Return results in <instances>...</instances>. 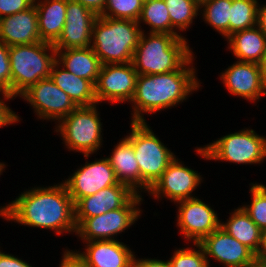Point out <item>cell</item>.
I'll use <instances>...</instances> for the list:
<instances>
[{"label":"cell","instance_id":"obj_1","mask_svg":"<svg viewBox=\"0 0 266 267\" xmlns=\"http://www.w3.org/2000/svg\"><path fill=\"white\" fill-rule=\"evenodd\" d=\"M0 215L20 224L53 229L57 234L76 232L74 202L63 183L33 188L0 208Z\"/></svg>","mask_w":266,"mask_h":267},{"label":"cell","instance_id":"obj_2","mask_svg":"<svg viewBox=\"0 0 266 267\" xmlns=\"http://www.w3.org/2000/svg\"><path fill=\"white\" fill-rule=\"evenodd\" d=\"M193 59L192 56L179 70L169 73L138 74L135 94L130 101L135 106L132 107V122H145L142 112L154 113L171 108L199 88L194 68L188 67Z\"/></svg>","mask_w":266,"mask_h":267},{"label":"cell","instance_id":"obj_3","mask_svg":"<svg viewBox=\"0 0 266 267\" xmlns=\"http://www.w3.org/2000/svg\"><path fill=\"white\" fill-rule=\"evenodd\" d=\"M148 34L149 37L142 31L132 58L133 67L140 75L179 70L193 56L184 37L168 33Z\"/></svg>","mask_w":266,"mask_h":267},{"label":"cell","instance_id":"obj_4","mask_svg":"<svg viewBox=\"0 0 266 267\" xmlns=\"http://www.w3.org/2000/svg\"><path fill=\"white\" fill-rule=\"evenodd\" d=\"M137 21L98 16L92 27L91 48L101 64L132 62L142 29Z\"/></svg>","mask_w":266,"mask_h":267},{"label":"cell","instance_id":"obj_5","mask_svg":"<svg viewBox=\"0 0 266 267\" xmlns=\"http://www.w3.org/2000/svg\"><path fill=\"white\" fill-rule=\"evenodd\" d=\"M56 58L53 44L43 41L9 47L11 95L19 96L31 85L49 78Z\"/></svg>","mask_w":266,"mask_h":267},{"label":"cell","instance_id":"obj_6","mask_svg":"<svg viewBox=\"0 0 266 267\" xmlns=\"http://www.w3.org/2000/svg\"><path fill=\"white\" fill-rule=\"evenodd\" d=\"M132 143L140 168V189L146 191L156 183L176 156L155 136L146 122H131Z\"/></svg>","mask_w":266,"mask_h":267},{"label":"cell","instance_id":"obj_7","mask_svg":"<svg viewBox=\"0 0 266 267\" xmlns=\"http://www.w3.org/2000/svg\"><path fill=\"white\" fill-rule=\"evenodd\" d=\"M203 158L240 164L261 163L266 158V138L254 130L228 134L213 143L196 150Z\"/></svg>","mask_w":266,"mask_h":267},{"label":"cell","instance_id":"obj_8","mask_svg":"<svg viewBox=\"0 0 266 267\" xmlns=\"http://www.w3.org/2000/svg\"><path fill=\"white\" fill-rule=\"evenodd\" d=\"M97 112L96 104L79 106L60 120L56 131L70 150L83 152L88 157L101 147L102 126Z\"/></svg>","mask_w":266,"mask_h":267},{"label":"cell","instance_id":"obj_9","mask_svg":"<svg viewBox=\"0 0 266 267\" xmlns=\"http://www.w3.org/2000/svg\"><path fill=\"white\" fill-rule=\"evenodd\" d=\"M140 201L142 198L136 193L121 208L91 218H75L76 234L84 241L115 240L112 236L126 230L140 216L141 211L136 207Z\"/></svg>","mask_w":266,"mask_h":267},{"label":"cell","instance_id":"obj_10","mask_svg":"<svg viewBox=\"0 0 266 267\" xmlns=\"http://www.w3.org/2000/svg\"><path fill=\"white\" fill-rule=\"evenodd\" d=\"M138 73L132 62L103 64L95 83L97 104L102 101H131L136 89Z\"/></svg>","mask_w":266,"mask_h":267},{"label":"cell","instance_id":"obj_11","mask_svg":"<svg viewBox=\"0 0 266 267\" xmlns=\"http://www.w3.org/2000/svg\"><path fill=\"white\" fill-rule=\"evenodd\" d=\"M21 96L30 102L37 116L42 119H55L59 122L78 107L50 77L31 85Z\"/></svg>","mask_w":266,"mask_h":267},{"label":"cell","instance_id":"obj_12","mask_svg":"<svg viewBox=\"0 0 266 267\" xmlns=\"http://www.w3.org/2000/svg\"><path fill=\"white\" fill-rule=\"evenodd\" d=\"M114 169L107 158L87 163L73 176L65 180V186L74 204L81 198L96 194L98 191L116 185Z\"/></svg>","mask_w":266,"mask_h":267},{"label":"cell","instance_id":"obj_13","mask_svg":"<svg viewBox=\"0 0 266 267\" xmlns=\"http://www.w3.org/2000/svg\"><path fill=\"white\" fill-rule=\"evenodd\" d=\"M179 203L177 225L186 239L199 244L205 237L220 227L215 211L198 198L183 200Z\"/></svg>","mask_w":266,"mask_h":267},{"label":"cell","instance_id":"obj_14","mask_svg":"<svg viewBox=\"0 0 266 267\" xmlns=\"http://www.w3.org/2000/svg\"><path fill=\"white\" fill-rule=\"evenodd\" d=\"M98 16L79 2L67 0L66 21L59 39L53 44L56 50L91 47L92 27Z\"/></svg>","mask_w":266,"mask_h":267},{"label":"cell","instance_id":"obj_15","mask_svg":"<svg viewBox=\"0 0 266 267\" xmlns=\"http://www.w3.org/2000/svg\"><path fill=\"white\" fill-rule=\"evenodd\" d=\"M199 175L196 171L183 166L180 161L178 162V158H175L148 192L155 198L159 199L164 195L174 202L191 199L194 198V196L191 197V193L201 183L202 179Z\"/></svg>","mask_w":266,"mask_h":267},{"label":"cell","instance_id":"obj_16","mask_svg":"<svg viewBox=\"0 0 266 267\" xmlns=\"http://www.w3.org/2000/svg\"><path fill=\"white\" fill-rule=\"evenodd\" d=\"M199 245L206 258L214 257L226 267H246L256 259V255L240 241L233 238L221 227L205 237Z\"/></svg>","mask_w":266,"mask_h":267},{"label":"cell","instance_id":"obj_17","mask_svg":"<svg viewBox=\"0 0 266 267\" xmlns=\"http://www.w3.org/2000/svg\"><path fill=\"white\" fill-rule=\"evenodd\" d=\"M225 87L233 95L255 101L266 95L262 65L252 62L237 61L220 76Z\"/></svg>","mask_w":266,"mask_h":267},{"label":"cell","instance_id":"obj_18","mask_svg":"<svg viewBox=\"0 0 266 267\" xmlns=\"http://www.w3.org/2000/svg\"><path fill=\"white\" fill-rule=\"evenodd\" d=\"M136 193L126 184L117 183L75 204V218H91L123 207Z\"/></svg>","mask_w":266,"mask_h":267},{"label":"cell","instance_id":"obj_19","mask_svg":"<svg viewBox=\"0 0 266 267\" xmlns=\"http://www.w3.org/2000/svg\"><path fill=\"white\" fill-rule=\"evenodd\" d=\"M86 252H75L85 267H132L134 254L118 240L86 241Z\"/></svg>","mask_w":266,"mask_h":267},{"label":"cell","instance_id":"obj_20","mask_svg":"<svg viewBox=\"0 0 266 267\" xmlns=\"http://www.w3.org/2000/svg\"><path fill=\"white\" fill-rule=\"evenodd\" d=\"M0 41L9 47L41 41L35 4L24 11L0 18Z\"/></svg>","mask_w":266,"mask_h":267},{"label":"cell","instance_id":"obj_21","mask_svg":"<svg viewBox=\"0 0 266 267\" xmlns=\"http://www.w3.org/2000/svg\"><path fill=\"white\" fill-rule=\"evenodd\" d=\"M226 39L241 62H252L262 65L266 57V35L257 27L232 33Z\"/></svg>","mask_w":266,"mask_h":267},{"label":"cell","instance_id":"obj_22","mask_svg":"<svg viewBox=\"0 0 266 267\" xmlns=\"http://www.w3.org/2000/svg\"><path fill=\"white\" fill-rule=\"evenodd\" d=\"M34 0L38 16V31L43 42L54 44L61 36L65 21L67 0Z\"/></svg>","mask_w":266,"mask_h":267},{"label":"cell","instance_id":"obj_23","mask_svg":"<svg viewBox=\"0 0 266 267\" xmlns=\"http://www.w3.org/2000/svg\"><path fill=\"white\" fill-rule=\"evenodd\" d=\"M56 57L60 66L62 64L68 72L85 78L95 85L102 64L91 47L56 50Z\"/></svg>","mask_w":266,"mask_h":267},{"label":"cell","instance_id":"obj_24","mask_svg":"<svg viewBox=\"0 0 266 267\" xmlns=\"http://www.w3.org/2000/svg\"><path fill=\"white\" fill-rule=\"evenodd\" d=\"M50 78L60 89L68 94L78 107L92 106L97 103L95 85L85 78H80L68 72L63 66L59 70V62L57 60L52 66Z\"/></svg>","mask_w":266,"mask_h":267},{"label":"cell","instance_id":"obj_25","mask_svg":"<svg viewBox=\"0 0 266 267\" xmlns=\"http://www.w3.org/2000/svg\"><path fill=\"white\" fill-rule=\"evenodd\" d=\"M107 159L114 169L118 182L126 184L135 193H138L137 188H140V168L135 158L131 141L127 137L123 138Z\"/></svg>","mask_w":266,"mask_h":267},{"label":"cell","instance_id":"obj_26","mask_svg":"<svg viewBox=\"0 0 266 267\" xmlns=\"http://www.w3.org/2000/svg\"><path fill=\"white\" fill-rule=\"evenodd\" d=\"M227 221L220 223V227L257 255L261 244V229L243 208L235 209Z\"/></svg>","mask_w":266,"mask_h":267},{"label":"cell","instance_id":"obj_27","mask_svg":"<svg viewBox=\"0 0 266 267\" xmlns=\"http://www.w3.org/2000/svg\"><path fill=\"white\" fill-rule=\"evenodd\" d=\"M141 21L151 27L150 33H168L182 37L173 30L170 15L164 0H147L143 2L138 23Z\"/></svg>","mask_w":266,"mask_h":267},{"label":"cell","instance_id":"obj_28","mask_svg":"<svg viewBox=\"0 0 266 267\" xmlns=\"http://www.w3.org/2000/svg\"><path fill=\"white\" fill-rule=\"evenodd\" d=\"M232 0H207L200 5L204 8L203 17L226 38L230 35V13Z\"/></svg>","mask_w":266,"mask_h":267},{"label":"cell","instance_id":"obj_29","mask_svg":"<svg viewBox=\"0 0 266 267\" xmlns=\"http://www.w3.org/2000/svg\"><path fill=\"white\" fill-rule=\"evenodd\" d=\"M258 5L257 0H232L230 35L256 26Z\"/></svg>","mask_w":266,"mask_h":267},{"label":"cell","instance_id":"obj_30","mask_svg":"<svg viewBox=\"0 0 266 267\" xmlns=\"http://www.w3.org/2000/svg\"><path fill=\"white\" fill-rule=\"evenodd\" d=\"M173 28L184 31L198 15L200 6L193 0H164Z\"/></svg>","mask_w":266,"mask_h":267},{"label":"cell","instance_id":"obj_31","mask_svg":"<svg viewBox=\"0 0 266 267\" xmlns=\"http://www.w3.org/2000/svg\"><path fill=\"white\" fill-rule=\"evenodd\" d=\"M142 7V0H107L99 16L138 21Z\"/></svg>","mask_w":266,"mask_h":267},{"label":"cell","instance_id":"obj_32","mask_svg":"<svg viewBox=\"0 0 266 267\" xmlns=\"http://www.w3.org/2000/svg\"><path fill=\"white\" fill-rule=\"evenodd\" d=\"M251 205L242 206L251 220L261 229H266V192L257 184L250 188Z\"/></svg>","mask_w":266,"mask_h":267},{"label":"cell","instance_id":"obj_33","mask_svg":"<svg viewBox=\"0 0 266 267\" xmlns=\"http://www.w3.org/2000/svg\"><path fill=\"white\" fill-rule=\"evenodd\" d=\"M199 249H179L174 252L169 264L171 267H209V259L206 258L203 248L199 244H194Z\"/></svg>","mask_w":266,"mask_h":267},{"label":"cell","instance_id":"obj_34","mask_svg":"<svg viewBox=\"0 0 266 267\" xmlns=\"http://www.w3.org/2000/svg\"><path fill=\"white\" fill-rule=\"evenodd\" d=\"M0 93L7 100L15 97L11 95L9 46L2 41H0Z\"/></svg>","mask_w":266,"mask_h":267},{"label":"cell","instance_id":"obj_35","mask_svg":"<svg viewBox=\"0 0 266 267\" xmlns=\"http://www.w3.org/2000/svg\"><path fill=\"white\" fill-rule=\"evenodd\" d=\"M33 4L34 0H0V18L24 11Z\"/></svg>","mask_w":266,"mask_h":267},{"label":"cell","instance_id":"obj_36","mask_svg":"<svg viewBox=\"0 0 266 267\" xmlns=\"http://www.w3.org/2000/svg\"><path fill=\"white\" fill-rule=\"evenodd\" d=\"M1 95V94H0ZM1 99V98H0ZM19 121L18 115H16L8 106H6L3 100H0V127L13 124Z\"/></svg>","mask_w":266,"mask_h":267},{"label":"cell","instance_id":"obj_37","mask_svg":"<svg viewBox=\"0 0 266 267\" xmlns=\"http://www.w3.org/2000/svg\"><path fill=\"white\" fill-rule=\"evenodd\" d=\"M0 267H32L25 261L0 251Z\"/></svg>","mask_w":266,"mask_h":267},{"label":"cell","instance_id":"obj_38","mask_svg":"<svg viewBox=\"0 0 266 267\" xmlns=\"http://www.w3.org/2000/svg\"><path fill=\"white\" fill-rule=\"evenodd\" d=\"M132 267H171L169 261H161L157 259H141L136 260L135 257L132 261Z\"/></svg>","mask_w":266,"mask_h":267},{"label":"cell","instance_id":"obj_39","mask_svg":"<svg viewBox=\"0 0 266 267\" xmlns=\"http://www.w3.org/2000/svg\"><path fill=\"white\" fill-rule=\"evenodd\" d=\"M81 3L85 7L93 11L97 16H99L105 7L107 0H73Z\"/></svg>","mask_w":266,"mask_h":267},{"label":"cell","instance_id":"obj_40","mask_svg":"<svg viewBox=\"0 0 266 267\" xmlns=\"http://www.w3.org/2000/svg\"><path fill=\"white\" fill-rule=\"evenodd\" d=\"M60 267H85L84 264L75 256L73 251H65Z\"/></svg>","mask_w":266,"mask_h":267},{"label":"cell","instance_id":"obj_41","mask_svg":"<svg viewBox=\"0 0 266 267\" xmlns=\"http://www.w3.org/2000/svg\"><path fill=\"white\" fill-rule=\"evenodd\" d=\"M256 26L266 35V6H258Z\"/></svg>","mask_w":266,"mask_h":267},{"label":"cell","instance_id":"obj_42","mask_svg":"<svg viewBox=\"0 0 266 267\" xmlns=\"http://www.w3.org/2000/svg\"><path fill=\"white\" fill-rule=\"evenodd\" d=\"M256 258L266 261V229L261 230V244Z\"/></svg>","mask_w":266,"mask_h":267},{"label":"cell","instance_id":"obj_43","mask_svg":"<svg viewBox=\"0 0 266 267\" xmlns=\"http://www.w3.org/2000/svg\"><path fill=\"white\" fill-rule=\"evenodd\" d=\"M246 267H266V261L256 258L252 263L248 264Z\"/></svg>","mask_w":266,"mask_h":267},{"label":"cell","instance_id":"obj_44","mask_svg":"<svg viewBox=\"0 0 266 267\" xmlns=\"http://www.w3.org/2000/svg\"><path fill=\"white\" fill-rule=\"evenodd\" d=\"M262 70H263L264 86L266 88V57H265L264 62L262 64Z\"/></svg>","mask_w":266,"mask_h":267},{"label":"cell","instance_id":"obj_45","mask_svg":"<svg viewBox=\"0 0 266 267\" xmlns=\"http://www.w3.org/2000/svg\"><path fill=\"white\" fill-rule=\"evenodd\" d=\"M193 1H195L200 6L203 2L207 0H193Z\"/></svg>","mask_w":266,"mask_h":267},{"label":"cell","instance_id":"obj_46","mask_svg":"<svg viewBox=\"0 0 266 267\" xmlns=\"http://www.w3.org/2000/svg\"><path fill=\"white\" fill-rule=\"evenodd\" d=\"M5 164H3V163H0V174H1V172L3 171V169H4V166Z\"/></svg>","mask_w":266,"mask_h":267},{"label":"cell","instance_id":"obj_47","mask_svg":"<svg viewBox=\"0 0 266 267\" xmlns=\"http://www.w3.org/2000/svg\"><path fill=\"white\" fill-rule=\"evenodd\" d=\"M265 192H266V186L262 185V184H258Z\"/></svg>","mask_w":266,"mask_h":267}]
</instances>
